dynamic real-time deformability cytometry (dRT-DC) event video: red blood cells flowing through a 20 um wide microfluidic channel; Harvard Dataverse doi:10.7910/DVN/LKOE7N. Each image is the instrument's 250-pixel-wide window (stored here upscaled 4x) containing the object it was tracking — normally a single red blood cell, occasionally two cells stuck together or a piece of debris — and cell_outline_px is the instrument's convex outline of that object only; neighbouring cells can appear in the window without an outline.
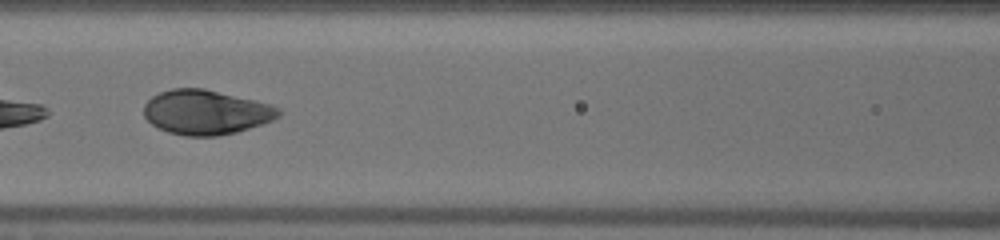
{"species": "human", "species_latin": "Homo sapiens", "temperature_condition": "warm", "stored_images_in_passage": 16, "segment_of_instrument_passage": [2, 2], "camera_frame_rate_fps": 3000, "um_per_image_px": 0.085, "donor": {"sex": "male"}, "frame": {"image": 1, "passage_image": 12, "time_ms": 3.667, "image_size_px": [1000, 240], "cell_outline_px": [[284, 112], [280, 116], [272, 120], [236, 132], [216, 136], [184, 136], [168, 132], [152, 124], [144, 116], [144, 104], [152, 96], [160, 92], [172, 88], [204, 88], [272, 104], [280, 108]], "centroid_in_image_um": [17.52, 9.53], "position_along_channel_um": 149.1, "area_um2": 35.08}}